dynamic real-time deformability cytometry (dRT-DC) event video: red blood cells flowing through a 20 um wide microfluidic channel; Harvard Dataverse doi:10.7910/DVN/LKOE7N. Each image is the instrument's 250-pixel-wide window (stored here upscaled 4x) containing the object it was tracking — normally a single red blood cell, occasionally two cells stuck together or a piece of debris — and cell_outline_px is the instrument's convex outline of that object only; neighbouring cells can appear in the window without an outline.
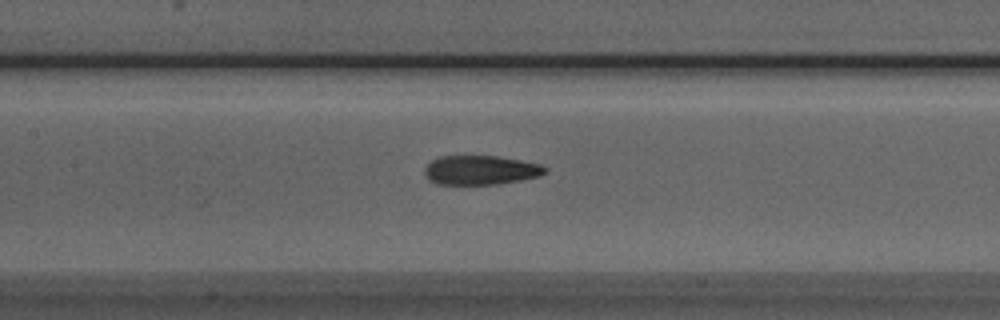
{"species": "Egyptian fruit bat (a non-hibernating species)", "species_latin": "Rousettus aegyptiacus", "temperature_condition": "room temperature", "stored_images_in_passage": 35, "camera_frame_rate_fps": 3000, "um_per_image_px": 0.085, "animal": {"sex": "male"}, "frame": {"image": 1, "passage_image": 8, "time_ms": 2.333, "image_size_px": [1000, 320], "cell_outline_px": [[548, 172], [536, 176], [520, 180], [496, 184], [436, 184], [428, 180], [424, 172], [424, 168], [432, 160], [440, 156], [500, 156], [540, 164], [548, 168]], "centroid_in_image_um": [40.83, 14.45], "position_along_channel_um": 166.6, "area_um2": 20.52}}
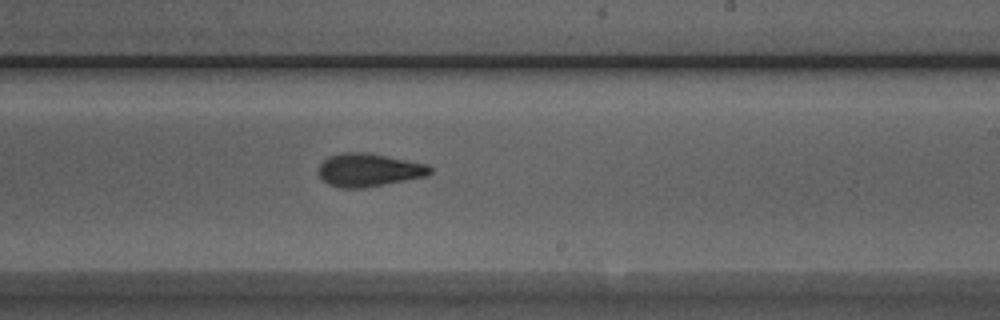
{"frame": {"image": 2, "passage_image": 15, "time_ms": 4.667, "image_size_px": [1000, 320], "cell_outline_px": [[432, 172], [424, 176], [364, 188], [340, 188], [328, 184], [316, 172], [320, 164], [328, 156], [340, 152], [368, 152], [428, 164], [432, 168]], "centroid_in_image_um": [31.31, 14.43], "position_along_channel_um": 257.7, "area_um2": 21.62}}
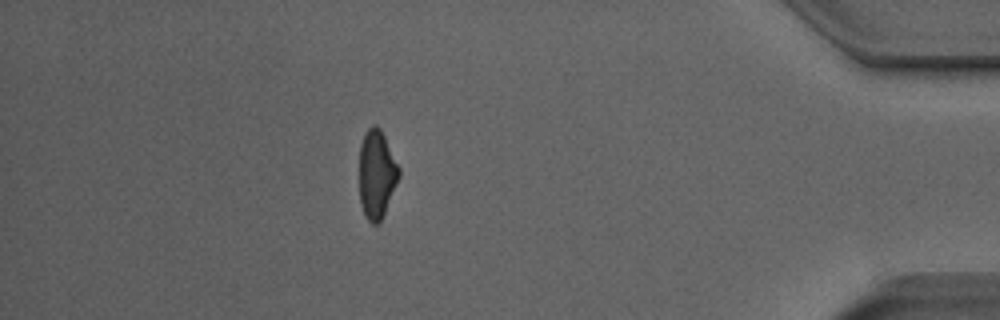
{"frame": {"image": 3, "passage_image": 30, "time_ms": 9.667, "image_size_px": [1000, 320], "cell_outline_px": [[400, 176], [384, 212], [380, 220], [376, 224], [372, 224], [368, 220], [360, 204], [360, 144], [364, 132], [372, 124], [376, 124], [380, 128], [400, 168]], "centroid_in_image_um": [32.01, 14.76], "position_along_channel_um": 403.2, "area_um2": 20.23}}